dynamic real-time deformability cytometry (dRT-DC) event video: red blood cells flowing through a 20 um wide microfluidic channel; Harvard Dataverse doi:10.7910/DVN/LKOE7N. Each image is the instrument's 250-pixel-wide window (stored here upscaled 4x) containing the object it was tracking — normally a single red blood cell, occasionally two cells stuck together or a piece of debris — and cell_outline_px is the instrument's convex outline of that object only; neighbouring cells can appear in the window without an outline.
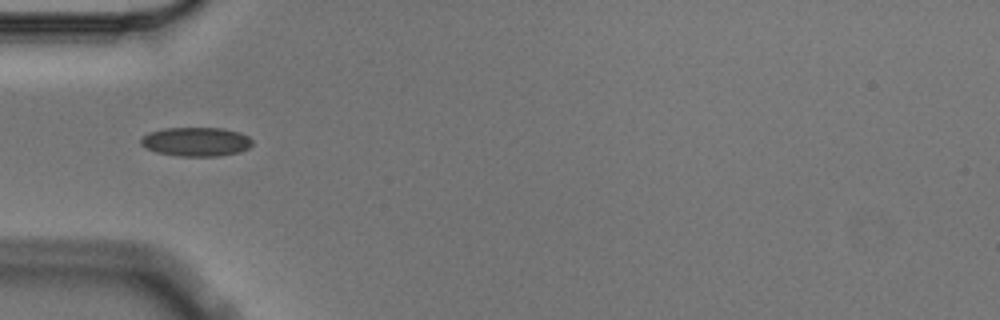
{"species": "Egyptian fruit bat (a non-hibernating species)", "species_latin": "Rousettus aegyptiacus", "temperature_condition": "cold", "stored_images_in_passage": 7, "camera_frame_rate_fps": 3000, "um_per_image_px": 0.085, "animal": {"sex": "male"}, "frame": {"image": 1, "passage_image": 4, "time_ms": 1.0, "image_size_px": [1000, 320], "cell_outline_px": [[252, 144], [248, 148], [240, 152], [216, 156], [180, 156], [156, 152], [144, 148], [140, 144], [140, 136], [148, 132], [164, 128], [224, 128], [240, 132], [248, 136], [252, 140]], "centroid_in_image_um": [16.63, 12.04], "position_along_channel_um": 68.4, "area_um2": 19.07}}
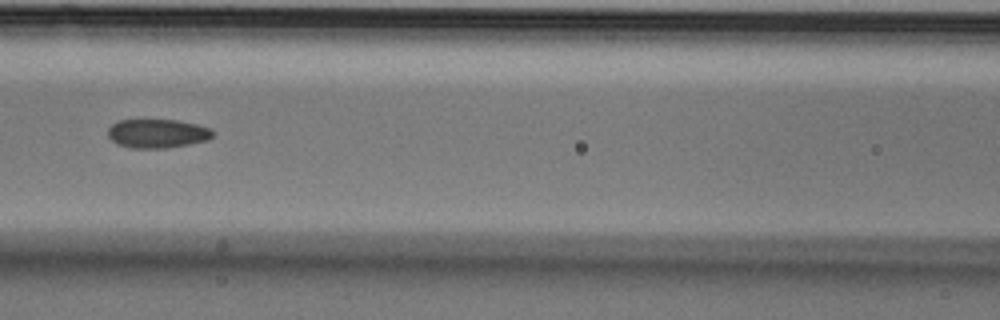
{"frame": {"image": 2, "passage_image": 6, "time_ms": 1.667, "image_size_px": [1000, 320], "cell_outline_px": [[216, 136], [208, 140], [188, 144], [164, 148], [128, 148], [116, 144], [108, 136], [108, 128], [112, 124], [120, 120], [176, 120], [196, 124], [212, 128], [216, 132]], "centroid_in_image_um": [13.41, 11.35], "position_along_channel_um": 153.2, "area_um2": 17.86}}
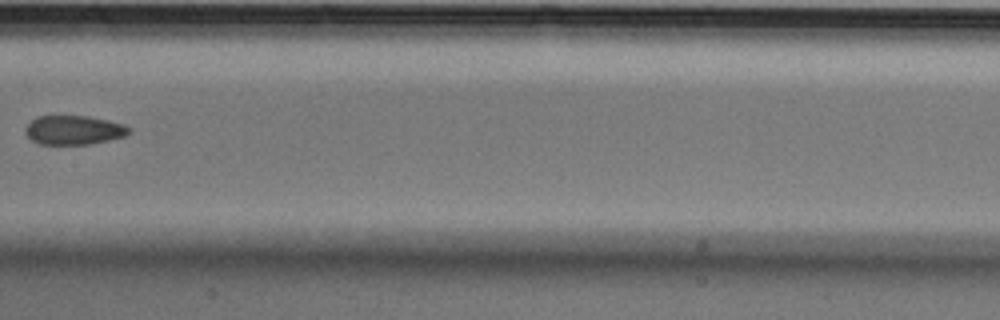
{"frame": {"image": 3, "passage_image": 7, "time_ms": 2.0, "image_size_px": [1000, 320], "cell_outline_px": [[132, 132], [124, 136], [108, 140], [88, 144], [40, 144], [32, 140], [24, 132], [24, 128], [36, 116], [88, 116], [108, 120], [124, 124]], "centroid_in_image_um": [6.26, 11.05], "position_along_channel_um": 201.1, "area_um2": 17.51}}